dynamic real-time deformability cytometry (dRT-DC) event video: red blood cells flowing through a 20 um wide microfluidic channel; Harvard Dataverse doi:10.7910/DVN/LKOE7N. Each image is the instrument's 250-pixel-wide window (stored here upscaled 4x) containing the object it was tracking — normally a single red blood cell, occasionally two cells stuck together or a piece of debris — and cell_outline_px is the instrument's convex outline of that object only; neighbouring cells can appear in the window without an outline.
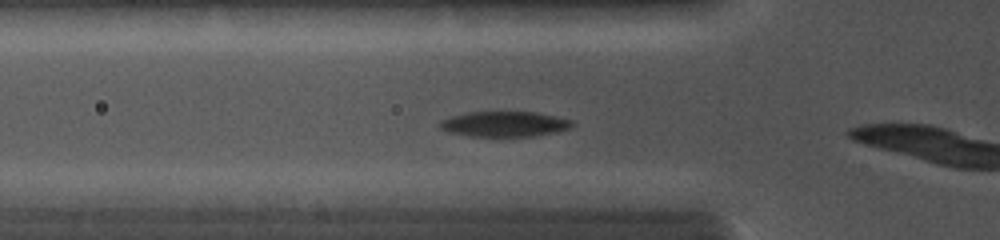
{"species": "common noctule bat (a hibernating species)", "species_latin": "Nyctalus noctula", "temperature_condition": "cold", "stored_images_in_passage": 10, "camera_frame_rate_fps": 5000, "um_per_image_px": 0.085, "animal": {"sex": "female", "body_mass_g": 19.0, "forearm_length_mm": 56.7}, "frame": {"image": 1, "passage_image": 5, "time_ms": 1.2, "image_size_px": [1000, 240], "cell_outline_px": [[576, 124], [568, 128], [536, 136], [472, 136], [448, 132], [440, 128], [440, 120], [452, 116], [468, 112], [536, 112], [572, 120]], "centroid_in_image_um": [42.87, 10.54], "position_along_channel_um": 82.9, "area_um2": 19.31}}
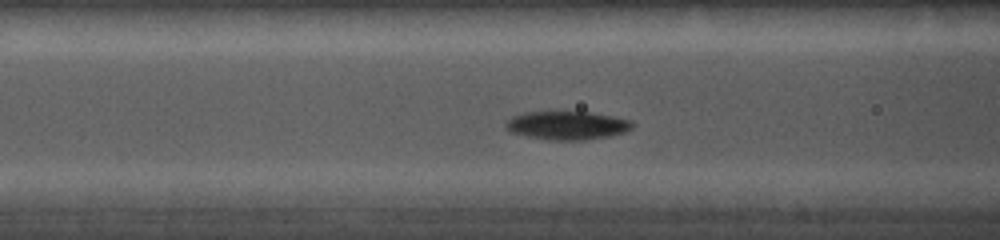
{"frame": {"image": 2, "passage_image": 7, "time_ms": 2.0, "image_size_px": [1000, 240], "cell_outline_px": [[636, 124], [632, 128], [624, 132], [608, 136], [584, 140], [548, 140], [508, 132], [504, 128], [504, 124], [512, 116], [524, 112], [588, 112], [612, 116], [632, 120]], "centroid_in_image_um": [48.18, 10.66], "position_along_channel_um": 118.4, "area_um2": 21.1}}